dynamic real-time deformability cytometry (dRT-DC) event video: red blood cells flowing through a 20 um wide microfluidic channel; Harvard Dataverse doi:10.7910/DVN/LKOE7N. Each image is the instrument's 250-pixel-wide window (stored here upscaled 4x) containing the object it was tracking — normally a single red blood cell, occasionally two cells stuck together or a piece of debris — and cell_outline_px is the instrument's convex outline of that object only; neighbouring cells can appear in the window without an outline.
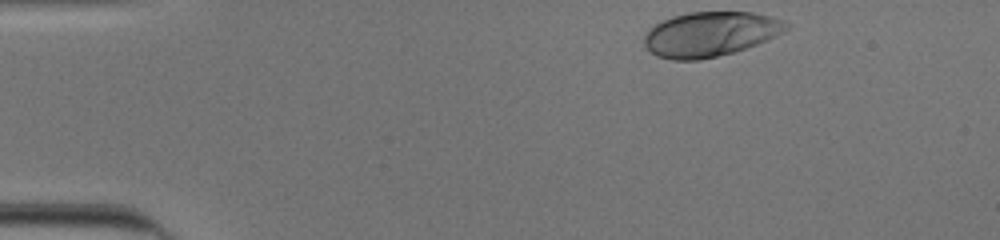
{"species": "human", "species_latin": "Homo sapiens", "temperature_condition": "cold", "stored_images_in_passage": 35, "camera_frame_rate_fps": 3000, "um_per_image_px": 0.085, "donor": {"sex": "male"}, "frame": {"image": 1, "passage_image": 1, "time_ms": 0.0, "image_size_px": [1000, 240], "cell_outline_px": [[792, 24], [784, 32], [768, 40], [732, 52], [700, 60], [672, 60], [656, 56], [644, 44], [644, 36], [648, 28], [672, 16], [688, 12], [752, 12], [784, 20]], "centroid_in_image_um": [60.38, 2.89], "position_along_channel_um": 24.6, "area_um2": 36.99}}
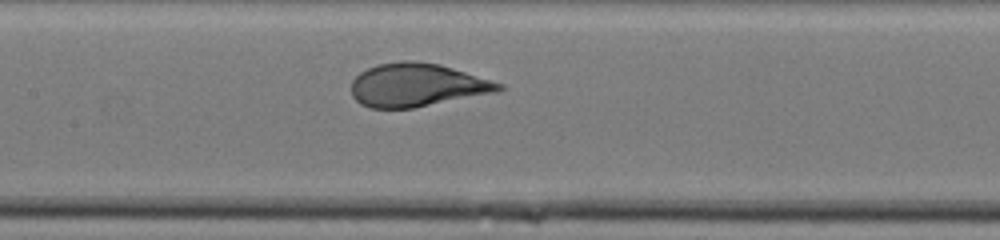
{"frame": {"image": 2, "passage_image": 19, "time_ms": 6.0, "image_size_px": [1000, 240], "cell_outline_px": [[504, 88], [496, 92], [412, 108], [368, 108], [360, 104], [352, 96], [352, 80], [360, 72], [368, 68], [380, 64], [400, 60], [412, 60], [440, 64], [504, 84]], "centroid_in_image_um": [35.42, 7.22], "position_along_channel_um": 172.0, "area_um2": 37.05}}
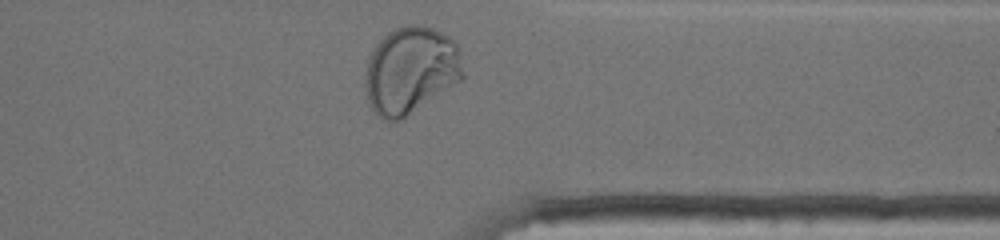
{"frame": {"image": 3, "passage_image": 35, "time_ms": 11.333, "image_size_px": [1000, 240], "cell_outline_px": [[464, 80], [400, 120], [384, 120], [376, 116], [372, 112], [368, 104], [364, 80], [364, 72], [368, 56], [372, 48], [388, 32], [396, 28], [408, 24], [416, 24], [432, 28], [456, 40], [464, 72]], "centroid_in_image_um": [34.89, 5.99], "position_along_channel_um": 376.5, "area_um2": 50.52}, "authors_computed_cell_mechanics": {"area_um2": 37.0498, "velocity_mm_per_s": 3.8802, "shape_relaxation_time_tau1_ms": 5.8045, "shape_relaxation_time_tau2_ms": null, "deformation_change_tau1": 0.2439, "deformation_change_tau2": null}}